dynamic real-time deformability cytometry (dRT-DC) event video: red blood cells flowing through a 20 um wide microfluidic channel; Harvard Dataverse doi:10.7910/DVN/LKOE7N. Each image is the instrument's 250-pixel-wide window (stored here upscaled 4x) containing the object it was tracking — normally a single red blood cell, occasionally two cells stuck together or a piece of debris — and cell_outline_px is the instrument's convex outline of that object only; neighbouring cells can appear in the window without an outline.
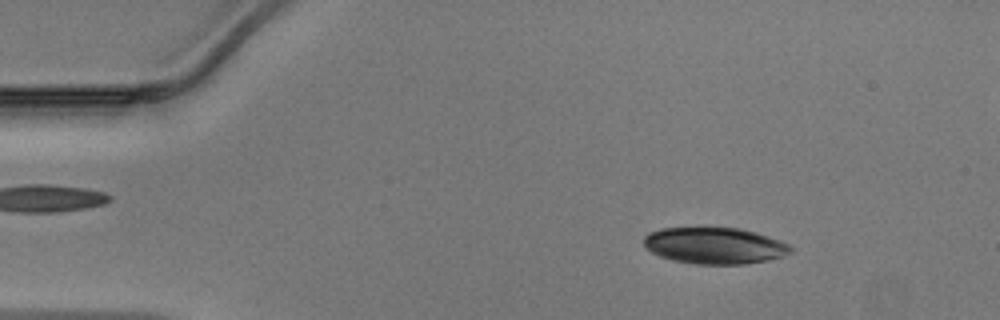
{"species": "Egyptian fruit bat (a non-hibernating species)", "species_latin": "Rousettus aegyptiacus", "temperature_condition": "warm", "stored_images_in_passage": 47, "camera_frame_rate_fps": 3000, "um_per_image_px": 0.085, "animal": {"sex": "male"}, "frame": {"image": 1, "passage_image": 6, "time_ms": 1.667, "image_size_px": [1000, 320], "cell_outline_px": [[792, 252], [768, 260], [744, 264], [696, 264], [672, 260], [660, 256], [644, 248], [644, 236], [648, 232], [660, 228], [696, 224], [704, 224], [740, 228], [756, 232], [780, 240], [788, 244], [792, 248]], "centroid_in_image_um": [60.66, 20.81], "position_along_channel_um": 24.3, "area_um2": 32.48}}
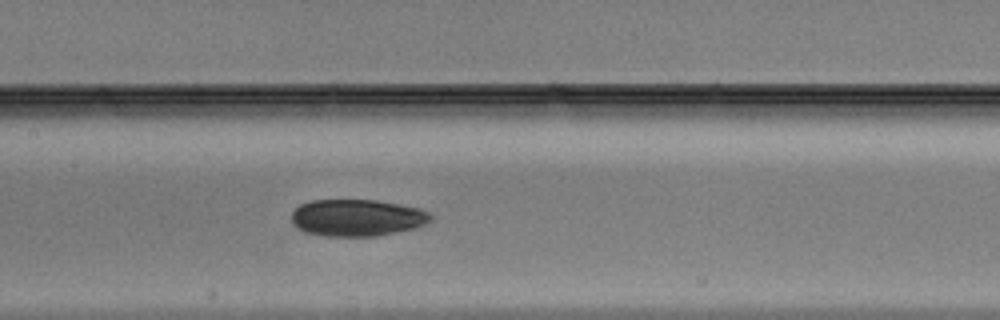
{"frame": {"image": 2, "passage_image": 22, "time_ms": 7.0, "image_size_px": [1000, 320], "cell_outline_px": [[432, 220], [416, 228], [376, 236], [324, 236], [304, 232], [296, 228], [292, 224], [292, 212], [300, 204], [312, 200], [376, 200], [400, 204], [420, 208], [428, 212], [432, 216]], "centroid_in_image_um": [30.34, 18.51], "position_along_channel_um": 177.1, "area_um2": 30.11}}
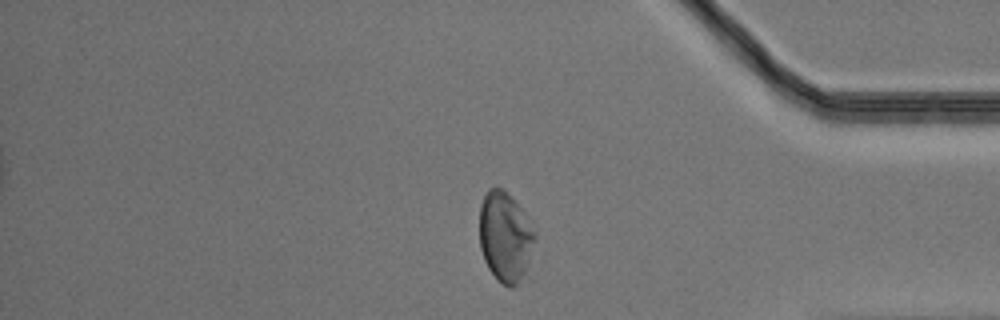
{"frame": {"image": 3, "passage_image": 39, "time_ms": 12.667, "image_size_px": [1000, 320], "cell_outline_px": [[536, 236], [528, 264], [516, 288], [512, 288], [504, 284], [488, 268], [484, 260], [480, 248], [480, 204], [488, 188], [504, 188], [508, 192], [524, 212]], "centroid_in_image_um": [42.93, 20.1], "position_along_channel_um": 392.3, "area_um2": 28.78}}